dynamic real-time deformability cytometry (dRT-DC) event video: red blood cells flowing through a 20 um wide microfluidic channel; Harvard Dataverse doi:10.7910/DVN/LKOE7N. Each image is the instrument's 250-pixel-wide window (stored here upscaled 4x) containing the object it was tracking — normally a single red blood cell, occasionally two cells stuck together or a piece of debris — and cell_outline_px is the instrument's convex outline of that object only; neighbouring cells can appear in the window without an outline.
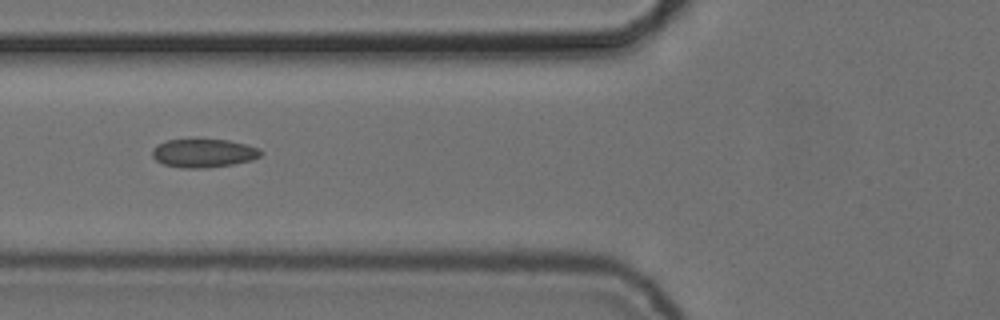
{"species": "common noctule bat (a hibernating species)", "species_latin": "Nyctalus noctula", "temperature_condition": "cold", "stored_images_in_passage": 17, "camera_frame_rate_fps": 3000, "um_per_image_px": 0.085, "animal": {"sex": "female", "body_mass_g": 24.6, "forearm_length_mm": 56.2}, "frame": {"image": 1, "passage_image": 8, "time_ms": 2.333, "image_size_px": [1000, 320], "cell_outline_px": [[264, 152], [260, 156], [252, 160], [232, 164], [208, 168], [180, 168], [164, 164], [156, 160], [152, 156], [152, 148], [156, 144], [168, 140], [228, 140], [260, 148]], "centroid_in_image_um": [17.3, 13.02], "position_along_channel_um": 108.5, "area_um2": 18.03}}